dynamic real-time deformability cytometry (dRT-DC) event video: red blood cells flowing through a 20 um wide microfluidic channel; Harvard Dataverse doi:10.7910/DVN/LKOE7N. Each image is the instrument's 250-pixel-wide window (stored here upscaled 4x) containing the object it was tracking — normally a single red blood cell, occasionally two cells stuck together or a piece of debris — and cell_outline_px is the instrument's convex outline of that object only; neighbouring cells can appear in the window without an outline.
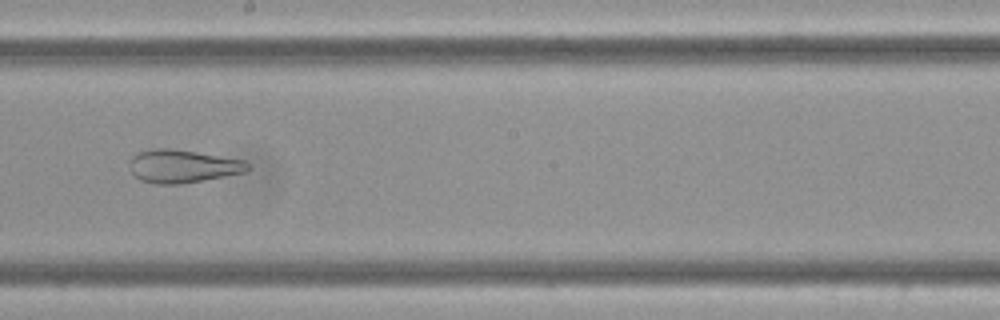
{"species": "Egyptian fruit bat (a non-hibernating species)", "species_latin": "Rousettus aegyptiacus", "temperature_condition": "cold", "stored_images_in_passage": 11, "camera_frame_rate_fps": 3000, "um_per_image_px": 0.085, "frame": {"image": 1, "passage_image": 10, "time_ms": 3.0, "image_size_px": [1000, 320], "cell_outline_px": [[252, 168], [244, 172], [204, 180], [180, 184], [152, 184], [140, 180], [132, 172], [128, 164], [132, 156], [140, 152], [152, 148], [168, 148], [196, 152], [244, 160]], "centroid_in_image_um": [15.5, 14.13], "position_along_channel_um": 232.7, "area_um2": 22.72}}